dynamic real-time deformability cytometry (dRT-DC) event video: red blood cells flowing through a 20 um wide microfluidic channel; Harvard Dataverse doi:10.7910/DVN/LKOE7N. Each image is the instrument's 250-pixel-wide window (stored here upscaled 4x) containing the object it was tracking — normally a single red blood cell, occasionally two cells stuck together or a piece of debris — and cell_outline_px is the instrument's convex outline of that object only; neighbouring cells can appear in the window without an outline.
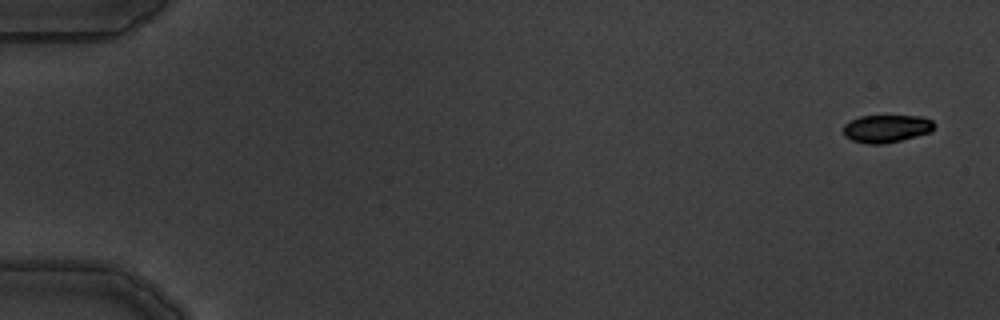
{"species": "common noctule bat (a hibernating species)", "species_latin": "Nyctalus noctula", "temperature_condition": "warm", "stored_images_in_passage": 5, "camera_frame_rate_fps": 3000, "um_per_image_px": 0.085, "animal": {"sex": "male", "body_mass_g": 19.5, "forearm_length_mm": 54.6}, "frame": {"image": 1, "passage_image": 1, "time_ms": 0.0, "image_size_px": [1000, 320], "cell_outline_px": [[936, 124], [928, 132], [916, 136], [884, 144], [868, 144], [852, 140], [844, 136], [844, 124], [860, 116], [920, 116], [932, 120]], "centroid_in_image_um": [75.33, 10.93], "position_along_channel_um": 9.7, "area_um2": 14.51}}